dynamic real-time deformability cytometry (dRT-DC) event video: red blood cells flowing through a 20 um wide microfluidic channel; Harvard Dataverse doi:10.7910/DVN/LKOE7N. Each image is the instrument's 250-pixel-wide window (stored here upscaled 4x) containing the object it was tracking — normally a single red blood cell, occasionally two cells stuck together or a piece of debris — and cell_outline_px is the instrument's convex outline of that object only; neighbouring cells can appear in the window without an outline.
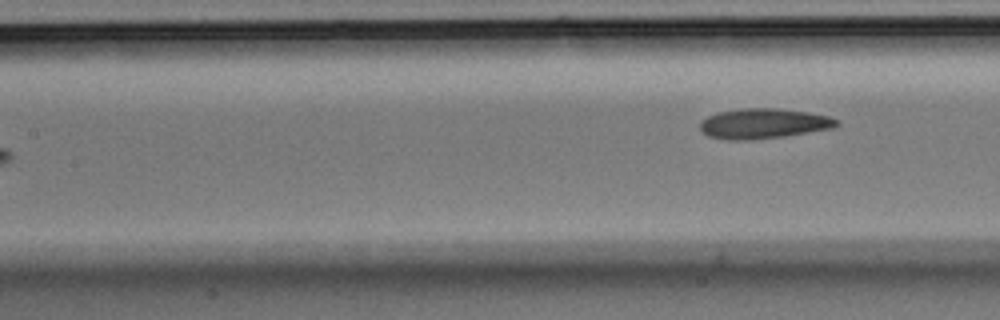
{"species": "Egyptian fruit bat (a non-hibernating species)", "species_latin": "Rousettus aegyptiacus", "temperature_condition": "room temperature", "stored_images_in_passage": 4, "segment_of_instrument_passage": [2, 2], "camera_frame_rate_fps": 3000, "um_per_image_px": 0.085, "animal": {"sex": "male"}, "frame": {"image": 1, "passage_image": 4, "time_ms": 1.0, "image_size_px": [1000, 320], "cell_outline_px": [[840, 124], [832, 128], [784, 136], [752, 140], [724, 140], [708, 136], [700, 128], [700, 120], [716, 112], [740, 108], [776, 108], [808, 112], [828, 116], [840, 120]], "centroid_in_image_um": [64.87, 10.5], "position_along_channel_um": 142.5, "area_um2": 24.16}}